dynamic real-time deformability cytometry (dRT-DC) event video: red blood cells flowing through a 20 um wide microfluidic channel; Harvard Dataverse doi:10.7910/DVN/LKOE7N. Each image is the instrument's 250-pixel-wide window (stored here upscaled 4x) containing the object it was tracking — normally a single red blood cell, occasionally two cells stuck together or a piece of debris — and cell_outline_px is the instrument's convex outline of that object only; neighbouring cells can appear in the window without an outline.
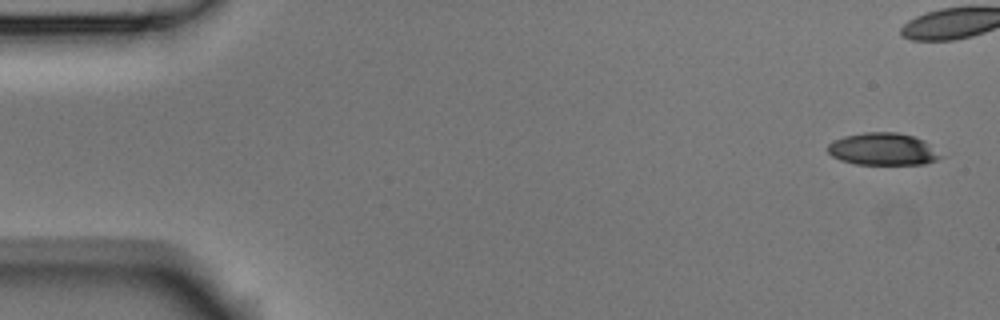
{"species": "Egyptian fruit bat (a non-hibernating species)", "species_latin": "Rousettus aegyptiacus", "temperature_condition": "room temperature", "stored_images_in_passage": 5, "segment_of_instrument_passage": [2, 2], "camera_frame_rate_fps": 3000, "um_per_image_px": 0.085, "animal": {"sex": "male"}, "frame": {"image": 1, "passage_image": 5, "time_ms": 1.333, "image_size_px": [1000, 320], "cell_outline_px": [[944, 156], [936, 160], [924, 164], [856, 164], [840, 160], [832, 156], [828, 152], [828, 144], [832, 140], [844, 136], [864, 132], [896, 132], [912, 136], [924, 140]], "centroid_in_image_um": [75.04, 12.67], "position_along_channel_um": 10.0, "area_um2": 21.27}}